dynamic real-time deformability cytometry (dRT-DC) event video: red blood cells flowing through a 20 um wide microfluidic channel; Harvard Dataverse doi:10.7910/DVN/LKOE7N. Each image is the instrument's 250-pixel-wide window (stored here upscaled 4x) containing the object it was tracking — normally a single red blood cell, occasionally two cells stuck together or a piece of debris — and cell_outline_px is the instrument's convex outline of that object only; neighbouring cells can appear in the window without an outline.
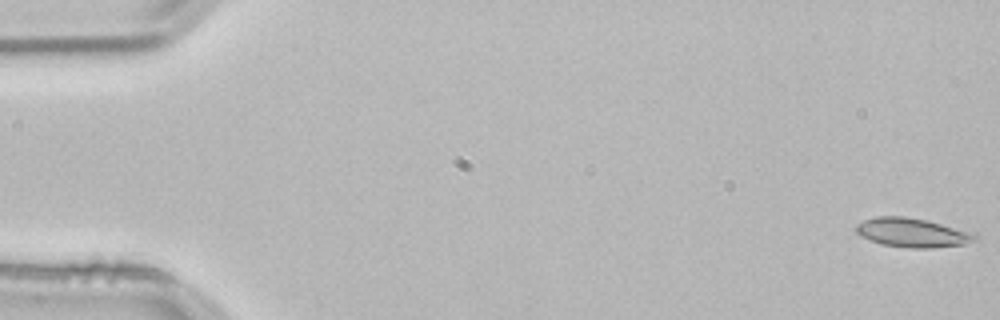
{"species": "common noctule bat (a hibernating species)", "species_latin": "Nyctalus noctula", "temperature_condition": "room temperature", "stored_images_in_passage": 53, "camera_frame_rate_fps": 3000, "um_per_image_px": 0.085, "animal": {"sex": "male", "body_mass_g": 21.5, "forearm_length_mm": 52.0}, "frame": {"image": 1, "passage_image": 1, "time_ms": 0.0, "image_size_px": [1000, 320], "cell_outline_px": [[980, 240], [964, 244], [932, 248], [912, 248], [884, 244], [868, 240], [860, 236], [856, 232], [856, 224], [864, 220], [876, 216], [904, 216], [928, 220], [976, 232]], "centroid_in_image_um": [77.62, 19.77], "position_along_channel_um": 7.4, "area_um2": 20.52}}
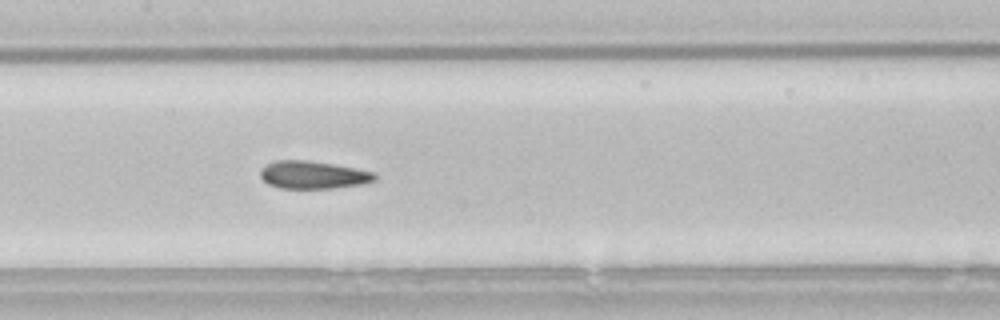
{"frame": {"image": 2, "passage_image": 26, "time_ms": 8.333, "image_size_px": [1000, 320], "cell_outline_px": [[376, 180], [360, 184], [336, 188], [280, 188], [268, 184], [260, 176], [260, 168], [264, 164], [276, 160], [308, 160], [356, 168], [372, 172], [376, 176]], "centroid_in_image_um": [26.56, 14.86], "position_along_channel_um": 180.8, "area_um2": 18.5}}
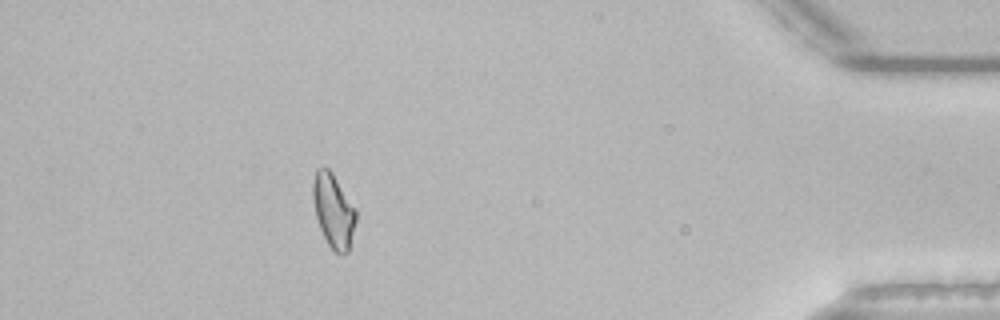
{"frame": {"image": 3, "passage_image": 48, "time_ms": 15.667, "image_size_px": [1000, 320], "cell_outline_px": [[356, 220], [348, 252], [340, 256], [328, 244], [320, 228], [316, 216], [312, 200], [312, 180], [316, 168], [328, 168], [332, 172], [356, 208]], "centroid_in_image_um": [28.33, 17.89], "position_along_channel_um": 406.9, "area_um2": 18.61}, "authors_computed_cell_mechanics": {"area_um2": 18.785, "velocity_mm_per_s": 3.8135, "shape_relaxation_time_tau1_ms": null, "shape_relaxation_time_tau2_ms": 3.3402, "deformation_change_tau1": null, "deformation_change_tau2": 0.0891}}